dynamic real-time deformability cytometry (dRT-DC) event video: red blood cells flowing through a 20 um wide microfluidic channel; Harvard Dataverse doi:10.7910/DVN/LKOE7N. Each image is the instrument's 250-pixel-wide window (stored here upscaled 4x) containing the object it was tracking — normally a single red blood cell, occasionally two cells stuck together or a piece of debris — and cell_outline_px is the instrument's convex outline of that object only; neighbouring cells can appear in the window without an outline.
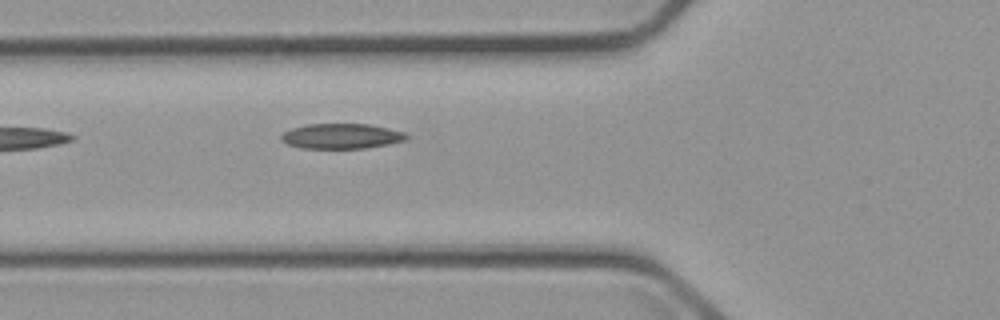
{"species": "common noctule bat (a hibernating species)", "species_latin": "Nyctalus noctula", "temperature_condition": "cold", "stored_images_in_passage": 6, "camera_frame_rate_fps": 3000, "um_per_image_px": 0.085, "animal": {"sex": "male", "body_mass_g": 23.1, "forearm_length_mm": 52.7}, "frame": {"image": 1, "passage_image": 6, "time_ms": 6.0, "image_size_px": [1000, 320], "cell_outline_px": [[408, 140], [388, 144], [364, 148], [300, 148], [288, 144], [280, 140], [280, 136], [284, 132], [292, 128], [304, 124], [368, 124], [388, 128], [404, 132], [408, 136]], "centroid_in_image_um": [29.01, 11.57], "position_along_channel_um": 96.8, "area_um2": 18.38}}